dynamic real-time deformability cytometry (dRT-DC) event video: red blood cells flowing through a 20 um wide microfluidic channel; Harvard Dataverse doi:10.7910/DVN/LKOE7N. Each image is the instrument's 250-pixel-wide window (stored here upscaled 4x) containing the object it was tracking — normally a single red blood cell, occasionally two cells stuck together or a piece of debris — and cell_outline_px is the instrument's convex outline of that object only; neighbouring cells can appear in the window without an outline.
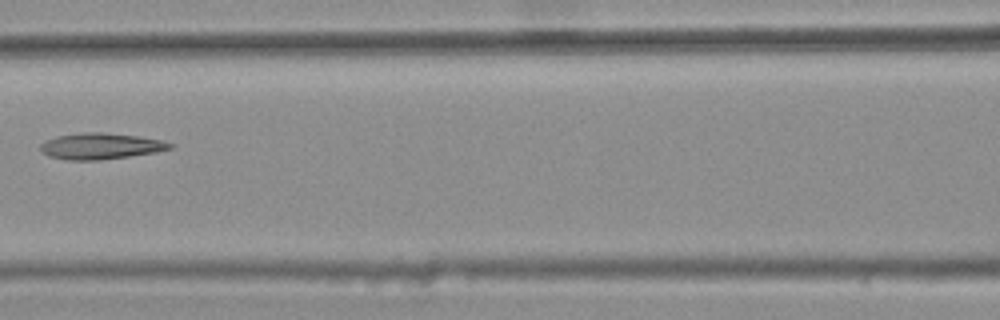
{"species": "common noctule bat (a hibernating species)", "species_latin": "Nyctalus noctula", "temperature_condition": "warm", "stored_images_in_passage": 7, "camera_frame_rate_fps": 3000, "um_per_image_px": 0.085, "animal": {"sex": "female", "body_mass_g": 25.1}, "frame": {"image": 1, "passage_image": 7, "time_ms": 2.0, "image_size_px": [1000, 320], "cell_outline_px": [[172, 148], [156, 152], [100, 160], [68, 160], [48, 156], [40, 148], [40, 144], [44, 140], [56, 136], [80, 132], [104, 132], [140, 136], [160, 140], [172, 144]], "centroid_in_image_um": [8.52, 12.41], "position_along_channel_um": 158.1, "area_um2": 19.77}}